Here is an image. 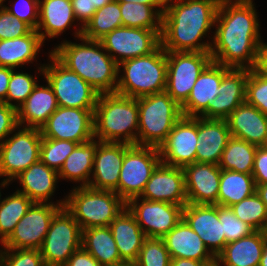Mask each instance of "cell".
Returning a JSON list of instances; mask_svg holds the SVG:
<instances>
[{"mask_svg": "<svg viewBox=\"0 0 267 266\" xmlns=\"http://www.w3.org/2000/svg\"><path fill=\"white\" fill-rule=\"evenodd\" d=\"M183 170L187 202L217 205L221 168L213 163L194 162Z\"/></svg>", "mask_w": 267, "mask_h": 266, "instance_id": "cell-21", "label": "cell"}, {"mask_svg": "<svg viewBox=\"0 0 267 266\" xmlns=\"http://www.w3.org/2000/svg\"><path fill=\"white\" fill-rule=\"evenodd\" d=\"M37 84V78L33 75L23 73V71L15 72V69H12L8 84V93L4 102L17 109L26 101ZM12 101H14V103H12Z\"/></svg>", "mask_w": 267, "mask_h": 266, "instance_id": "cell-42", "label": "cell"}, {"mask_svg": "<svg viewBox=\"0 0 267 266\" xmlns=\"http://www.w3.org/2000/svg\"><path fill=\"white\" fill-rule=\"evenodd\" d=\"M160 162L157 147L126 144L118 189L115 192L126 203L134 197H139Z\"/></svg>", "mask_w": 267, "mask_h": 266, "instance_id": "cell-9", "label": "cell"}, {"mask_svg": "<svg viewBox=\"0 0 267 266\" xmlns=\"http://www.w3.org/2000/svg\"><path fill=\"white\" fill-rule=\"evenodd\" d=\"M231 137L225 119L197 117L196 162L218 165L221 155Z\"/></svg>", "mask_w": 267, "mask_h": 266, "instance_id": "cell-24", "label": "cell"}, {"mask_svg": "<svg viewBox=\"0 0 267 266\" xmlns=\"http://www.w3.org/2000/svg\"><path fill=\"white\" fill-rule=\"evenodd\" d=\"M50 64L38 68L56 96L60 107L95 110L99 93L77 73L68 70L51 53Z\"/></svg>", "mask_w": 267, "mask_h": 266, "instance_id": "cell-8", "label": "cell"}, {"mask_svg": "<svg viewBox=\"0 0 267 266\" xmlns=\"http://www.w3.org/2000/svg\"><path fill=\"white\" fill-rule=\"evenodd\" d=\"M229 69L211 61L199 75L187 101L181 106L183 116L199 117L219 94L223 74Z\"/></svg>", "mask_w": 267, "mask_h": 266, "instance_id": "cell-23", "label": "cell"}, {"mask_svg": "<svg viewBox=\"0 0 267 266\" xmlns=\"http://www.w3.org/2000/svg\"><path fill=\"white\" fill-rule=\"evenodd\" d=\"M32 30L27 23L11 15L3 5L0 7V40L25 36Z\"/></svg>", "mask_w": 267, "mask_h": 266, "instance_id": "cell-47", "label": "cell"}, {"mask_svg": "<svg viewBox=\"0 0 267 266\" xmlns=\"http://www.w3.org/2000/svg\"><path fill=\"white\" fill-rule=\"evenodd\" d=\"M253 70L260 76L267 78V43L261 42L258 47Z\"/></svg>", "mask_w": 267, "mask_h": 266, "instance_id": "cell-53", "label": "cell"}, {"mask_svg": "<svg viewBox=\"0 0 267 266\" xmlns=\"http://www.w3.org/2000/svg\"><path fill=\"white\" fill-rule=\"evenodd\" d=\"M218 218L223 224L226 244L249 236L256 231L248 223L238 219L230 207L218 205Z\"/></svg>", "mask_w": 267, "mask_h": 266, "instance_id": "cell-44", "label": "cell"}, {"mask_svg": "<svg viewBox=\"0 0 267 266\" xmlns=\"http://www.w3.org/2000/svg\"><path fill=\"white\" fill-rule=\"evenodd\" d=\"M139 197L184 207L188 202L183 168L160 162L152 172L150 179Z\"/></svg>", "mask_w": 267, "mask_h": 266, "instance_id": "cell-18", "label": "cell"}, {"mask_svg": "<svg viewBox=\"0 0 267 266\" xmlns=\"http://www.w3.org/2000/svg\"><path fill=\"white\" fill-rule=\"evenodd\" d=\"M122 26L119 2L112 0L104 7L96 10L91 20L83 28L82 36L90 40L100 41L108 33Z\"/></svg>", "mask_w": 267, "mask_h": 266, "instance_id": "cell-38", "label": "cell"}, {"mask_svg": "<svg viewBox=\"0 0 267 266\" xmlns=\"http://www.w3.org/2000/svg\"><path fill=\"white\" fill-rule=\"evenodd\" d=\"M230 208L238 219L248 223L256 231H266L267 209L256 192Z\"/></svg>", "mask_w": 267, "mask_h": 266, "instance_id": "cell-40", "label": "cell"}, {"mask_svg": "<svg viewBox=\"0 0 267 266\" xmlns=\"http://www.w3.org/2000/svg\"><path fill=\"white\" fill-rule=\"evenodd\" d=\"M104 49L120 64L154 52L161 45L160 34L144 28L119 27L100 40Z\"/></svg>", "mask_w": 267, "mask_h": 266, "instance_id": "cell-14", "label": "cell"}, {"mask_svg": "<svg viewBox=\"0 0 267 266\" xmlns=\"http://www.w3.org/2000/svg\"><path fill=\"white\" fill-rule=\"evenodd\" d=\"M8 183L10 184V181L7 180L6 178H4V179H3V182L1 181V184H0L1 186H0V187H4V188H5V186H8V185H9ZM0 191H1V190H0ZM1 196H2V195H1V192H0V202H1V199H2Z\"/></svg>", "mask_w": 267, "mask_h": 266, "instance_id": "cell-61", "label": "cell"}, {"mask_svg": "<svg viewBox=\"0 0 267 266\" xmlns=\"http://www.w3.org/2000/svg\"><path fill=\"white\" fill-rule=\"evenodd\" d=\"M18 126L0 144V177L10 182L33 163L40 160L42 135L38 128ZM19 129V130H18ZM17 131V132H16Z\"/></svg>", "mask_w": 267, "mask_h": 266, "instance_id": "cell-11", "label": "cell"}, {"mask_svg": "<svg viewBox=\"0 0 267 266\" xmlns=\"http://www.w3.org/2000/svg\"><path fill=\"white\" fill-rule=\"evenodd\" d=\"M126 207L135 216L146 237L150 238H163L182 219L183 207L168 202L134 197L126 203Z\"/></svg>", "mask_w": 267, "mask_h": 266, "instance_id": "cell-16", "label": "cell"}, {"mask_svg": "<svg viewBox=\"0 0 267 266\" xmlns=\"http://www.w3.org/2000/svg\"><path fill=\"white\" fill-rule=\"evenodd\" d=\"M221 0H166L162 14L161 46L171 52H210L212 42L201 40L215 26Z\"/></svg>", "mask_w": 267, "mask_h": 266, "instance_id": "cell-2", "label": "cell"}, {"mask_svg": "<svg viewBox=\"0 0 267 266\" xmlns=\"http://www.w3.org/2000/svg\"><path fill=\"white\" fill-rule=\"evenodd\" d=\"M77 145L78 143L70 140L42 138L40 161L59 172L65 160Z\"/></svg>", "mask_w": 267, "mask_h": 266, "instance_id": "cell-41", "label": "cell"}, {"mask_svg": "<svg viewBox=\"0 0 267 266\" xmlns=\"http://www.w3.org/2000/svg\"><path fill=\"white\" fill-rule=\"evenodd\" d=\"M171 256L162 238L147 237L140 249L135 266H170Z\"/></svg>", "mask_w": 267, "mask_h": 266, "instance_id": "cell-43", "label": "cell"}, {"mask_svg": "<svg viewBox=\"0 0 267 266\" xmlns=\"http://www.w3.org/2000/svg\"><path fill=\"white\" fill-rule=\"evenodd\" d=\"M119 7L124 27L155 30L161 35L162 14L156 8L132 2H119Z\"/></svg>", "mask_w": 267, "mask_h": 266, "instance_id": "cell-37", "label": "cell"}, {"mask_svg": "<svg viewBox=\"0 0 267 266\" xmlns=\"http://www.w3.org/2000/svg\"><path fill=\"white\" fill-rule=\"evenodd\" d=\"M246 102L267 116V78L249 70L246 83Z\"/></svg>", "mask_w": 267, "mask_h": 266, "instance_id": "cell-46", "label": "cell"}, {"mask_svg": "<svg viewBox=\"0 0 267 266\" xmlns=\"http://www.w3.org/2000/svg\"><path fill=\"white\" fill-rule=\"evenodd\" d=\"M43 44L37 30L14 39L0 40V67L16 70L26 63H32Z\"/></svg>", "mask_w": 267, "mask_h": 266, "instance_id": "cell-32", "label": "cell"}, {"mask_svg": "<svg viewBox=\"0 0 267 266\" xmlns=\"http://www.w3.org/2000/svg\"><path fill=\"white\" fill-rule=\"evenodd\" d=\"M170 266H209L203 261L192 259L171 258Z\"/></svg>", "mask_w": 267, "mask_h": 266, "instance_id": "cell-56", "label": "cell"}, {"mask_svg": "<svg viewBox=\"0 0 267 266\" xmlns=\"http://www.w3.org/2000/svg\"><path fill=\"white\" fill-rule=\"evenodd\" d=\"M125 152L126 143L100 142L98 140L89 187L115 192L118 189Z\"/></svg>", "mask_w": 267, "mask_h": 266, "instance_id": "cell-22", "label": "cell"}, {"mask_svg": "<svg viewBox=\"0 0 267 266\" xmlns=\"http://www.w3.org/2000/svg\"><path fill=\"white\" fill-rule=\"evenodd\" d=\"M121 67H123L122 75H120ZM166 79L167 53L160 45L148 55L118 64L116 93L135 99L160 93L165 91Z\"/></svg>", "mask_w": 267, "mask_h": 266, "instance_id": "cell-5", "label": "cell"}, {"mask_svg": "<svg viewBox=\"0 0 267 266\" xmlns=\"http://www.w3.org/2000/svg\"><path fill=\"white\" fill-rule=\"evenodd\" d=\"M137 145L159 148L175 123L183 116L181 106L166 92L137 98Z\"/></svg>", "mask_w": 267, "mask_h": 266, "instance_id": "cell-7", "label": "cell"}, {"mask_svg": "<svg viewBox=\"0 0 267 266\" xmlns=\"http://www.w3.org/2000/svg\"><path fill=\"white\" fill-rule=\"evenodd\" d=\"M34 202L26 195L15 191L0 202V243L13 233L16 224L27 213Z\"/></svg>", "mask_w": 267, "mask_h": 266, "instance_id": "cell-39", "label": "cell"}, {"mask_svg": "<svg viewBox=\"0 0 267 266\" xmlns=\"http://www.w3.org/2000/svg\"><path fill=\"white\" fill-rule=\"evenodd\" d=\"M252 176L255 184L267 183V149L264 146L257 147Z\"/></svg>", "mask_w": 267, "mask_h": 266, "instance_id": "cell-51", "label": "cell"}, {"mask_svg": "<svg viewBox=\"0 0 267 266\" xmlns=\"http://www.w3.org/2000/svg\"><path fill=\"white\" fill-rule=\"evenodd\" d=\"M257 147L245 140L231 136L218 166L224 170L252 174Z\"/></svg>", "mask_w": 267, "mask_h": 266, "instance_id": "cell-36", "label": "cell"}, {"mask_svg": "<svg viewBox=\"0 0 267 266\" xmlns=\"http://www.w3.org/2000/svg\"><path fill=\"white\" fill-rule=\"evenodd\" d=\"M198 143L197 117L182 116L158 148L161 162L179 168L196 162Z\"/></svg>", "mask_w": 267, "mask_h": 266, "instance_id": "cell-17", "label": "cell"}, {"mask_svg": "<svg viewBox=\"0 0 267 266\" xmlns=\"http://www.w3.org/2000/svg\"><path fill=\"white\" fill-rule=\"evenodd\" d=\"M253 0H221L215 19L212 61L229 68L253 69L260 46V24Z\"/></svg>", "mask_w": 267, "mask_h": 266, "instance_id": "cell-1", "label": "cell"}, {"mask_svg": "<svg viewBox=\"0 0 267 266\" xmlns=\"http://www.w3.org/2000/svg\"><path fill=\"white\" fill-rule=\"evenodd\" d=\"M264 147L267 149V140H266V143H265Z\"/></svg>", "mask_w": 267, "mask_h": 266, "instance_id": "cell-63", "label": "cell"}, {"mask_svg": "<svg viewBox=\"0 0 267 266\" xmlns=\"http://www.w3.org/2000/svg\"><path fill=\"white\" fill-rule=\"evenodd\" d=\"M109 228L123 261L135 262L147 238L135 216L125 207L110 223Z\"/></svg>", "mask_w": 267, "mask_h": 266, "instance_id": "cell-30", "label": "cell"}, {"mask_svg": "<svg viewBox=\"0 0 267 266\" xmlns=\"http://www.w3.org/2000/svg\"><path fill=\"white\" fill-rule=\"evenodd\" d=\"M65 200H57L55 204L33 203L2 247L40 250L52 218L64 207Z\"/></svg>", "mask_w": 267, "mask_h": 266, "instance_id": "cell-13", "label": "cell"}, {"mask_svg": "<svg viewBox=\"0 0 267 266\" xmlns=\"http://www.w3.org/2000/svg\"><path fill=\"white\" fill-rule=\"evenodd\" d=\"M16 179L22 186V189L16 191L26 195L34 203H54L50 200L59 180L56 170L39 160L17 175L14 180Z\"/></svg>", "mask_w": 267, "mask_h": 266, "instance_id": "cell-27", "label": "cell"}, {"mask_svg": "<svg viewBox=\"0 0 267 266\" xmlns=\"http://www.w3.org/2000/svg\"><path fill=\"white\" fill-rule=\"evenodd\" d=\"M101 266H135V263L130 262V261H122L117 264H108V265H101Z\"/></svg>", "mask_w": 267, "mask_h": 266, "instance_id": "cell-60", "label": "cell"}, {"mask_svg": "<svg viewBox=\"0 0 267 266\" xmlns=\"http://www.w3.org/2000/svg\"><path fill=\"white\" fill-rule=\"evenodd\" d=\"M255 191L252 174L221 169L217 205L230 207L253 195Z\"/></svg>", "mask_w": 267, "mask_h": 266, "instance_id": "cell-35", "label": "cell"}, {"mask_svg": "<svg viewBox=\"0 0 267 266\" xmlns=\"http://www.w3.org/2000/svg\"><path fill=\"white\" fill-rule=\"evenodd\" d=\"M71 4L77 22H81V27L79 26V29L76 28L74 33L75 37L78 38L82 36L83 28L91 20L96 9L92 6V0H71Z\"/></svg>", "mask_w": 267, "mask_h": 266, "instance_id": "cell-50", "label": "cell"}, {"mask_svg": "<svg viewBox=\"0 0 267 266\" xmlns=\"http://www.w3.org/2000/svg\"><path fill=\"white\" fill-rule=\"evenodd\" d=\"M3 2H5V0H0V7L3 5Z\"/></svg>", "mask_w": 267, "mask_h": 266, "instance_id": "cell-62", "label": "cell"}, {"mask_svg": "<svg viewBox=\"0 0 267 266\" xmlns=\"http://www.w3.org/2000/svg\"><path fill=\"white\" fill-rule=\"evenodd\" d=\"M4 250V251H3ZM0 266H46L38 249H0Z\"/></svg>", "mask_w": 267, "mask_h": 266, "instance_id": "cell-45", "label": "cell"}, {"mask_svg": "<svg viewBox=\"0 0 267 266\" xmlns=\"http://www.w3.org/2000/svg\"><path fill=\"white\" fill-rule=\"evenodd\" d=\"M266 231H255L249 236L227 243L216 256L218 266H259Z\"/></svg>", "mask_w": 267, "mask_h": 266, "instance_id": "cell-29", "label": "cell"}, {"mask_svg": "<svg viewBox=\"0 0 267 266\" xmlns=\"http://www.w3.org/2000/svg\"><path fill=\"white\" fill-rule=\"evenodd\" d=\"M82 247L100 265L117 264L123 261L109 226L83 229Z\"/></svg>", "mask_w": 267, "mask_h": 266, "instance_id": "cell-34", "label": "cell"}, {"mask_svg": "<svg viewBox=\"0 0 267 266\" xmlns=\"http://www.w3.org/2000/svg\"><path fill=\"white\" fill-rule=\"evenodd\" d=\"M81 43L63 41L51 54L68 70L77 73L99 94L116 93L118 64L105 51L100 41L83 36ZM106 52V53H105Z\"/></svg>", "mask_w": 267, "mask_h": 266, "instance_id": "cell-3", "label": "cell"}, {"mask_svg": "<svg viewBox=\"0 0 267 266\" xmlns=\"http://www.w3.org/2000/svg\"><path fill=\"white\" fill-rule=\"evenodd\" d=\"M112 0H92V6L98 10L102 7H104L105 5H107L108 3H110Z\"/></svg>", "mask_w": 267, "mask_h": 266, "instance_id": "cell-58", "label": "cell"}, {"mask_svg": "<svg viewBox=\"0 0 267 266\" xmlns=\"http://www.w3.org/2000/svg\"><path fill=\"white\" fill-rule=\"evenodd\" d=\"M8 12L27 23L33 30L37 29L39 20V0H17L12 6L3 5Z\"/></svg>", "mask_w": 267, "mask_h": 266, "instance_id": "cell-48", "label": "cell"}, {"mask_svg": "<svg viewBox=\"0 0 267 266\" xmlns=\"http://www.w3.org/2000/svg\"><path fill=\"white\" fill-rule=\"evenodd\" d=\"M117 2H132L151 5L156 8L161 14L165 9L166 0H116Z\"/></svg>", "mask_w": 267, "mask_h": 266, "instance_id": "cell-55", "label": "cell"}, {"mask_svg": "<svg viewBox=\"0 0 267 266\" xmlns=\"http://www.w3.org/2000/svg\"><path fill=\"white\" fill-rule=\"evenodd\" d=\"M64 266H101L83 247L76 250Z\"/></svg>", "mask_w": 267, "mask_h": 266, "instance_id": "cell-52", "label": "cell"}, {"mask_svg": "<svg viewBox=\"0 0 267 266\" xmlns=\"http://www.w3.org/2000/svg\"><path fill=\"white\" fill-rule=\"evenodd\" d=\"M65 197V209L81 229L109 226L126 207V202L114 191L74 187Z\"/></svg>", "mask_w": 267, "mask_h": 266, "instance_id": "cell-6", "label": "cell"}, {"mask_svg": "<svg viewBox=\"0 0 267 266\" xmlns=\"http://www.w3.org/2000/svg\"><path fill=\"white\" fill-rule=\"evenodd\" d=\"M58 107L51 85L48 82L47 86L37 84L26 101L17 108L18 126L41 129Z\"/></svg>", "mask_w": 267, "mask_h": 266, "instance_id": "cell-28", "label": "cell"}, {"mask_svg": "<svg viewBox=\"0 0 267 266\" xmlns=\"http://www.w3.org/2000/svg\"><path fill=\"white\" fill-rule=\"evenodd\" d=\"M82 247V229L62 207L52 218L40 248L46 266H64L72 254Z\"/></svg>", "mask_w": 267, "mask_h": 266, "instance_id": "cell-10", "label": "cell"}, {"mask_svg": "<svg viewBox=\"0 0 267 266\" xmlns=\"http://www.w3.org/2000/svg\"><path fill=\"white\" fill-rule=\"evenodd\" d=\"M18 127L17 109L0 101V144Z\"/></svg>", "mask_w": 267, "mask_h": 266, "instance_id": "cell-49", "label": "cell"}, {"mask_svg": "<svg viewBox=\"0 0 267 266\" xmlns=\"http://www.w3.org/2000/svg\"><path fill=\"white\" fill-rule=\"evenodd\" d=\"M259 266H267V238L263 247L262 256Z\"/></svg>", "mask_w": 267, "mask_h": 266, "instance_id": "cell-59", "label": "cell"}, {"mask_svg": "<svg viewBox=\"0 0 267 266\" xmlns=\"http://www.w3.org/2000/svg\"><path fill=\"white\" fill-rule=\"evenodd\" d=\"M167 53V79L165 91L182 106L188 99L199 75L212 61L210 52Z\"/></svg>", "mask_w": 267, "mask_h": 266, "instance_id": "cell-12", "label": "cell"}, {"mask_svg": "<svg viewBox=\"0 0 267 266\" xmlns=\"http://www.w3.org/2000/svg\"><path fill=\"white\" fill-rule=\"evenodd\" d=\"M256 194L260 197L262 202L265 204L267 209V183L266 184H256Z\"/></svg>", "mask_w": 267, "mask_h": 266, "instance_id": "cell-57", "label": "cell"}, {"mask_svg": "<svg viewBox=\"0 0 267 266\" xmlns=\"http://www.w3.org/2000/svg\"><path fill=\"white\" fill-rule=\"evenodd\" d=\"M249 69L229 68L222 77L219 94L199 116L211 119H227L246 101V83Z\"/></svg>", "mask_w": 267, "mask_h": 266, "instance_id": "cell-20", "label": "cell"}, {"mask_svg": "<svg viewBox=\"0 0 267 266\" xmlns=\"http://www.w3.org/2000/svg\"><path fill=\"white\" fill-rule=\"evenodd\" d=\"M138 101L117 93L99 94L94 110V139L137 145Z\"/></svg>", "mask_w": 267, "mask_h": 266, "instance_id": "cell-4", "label": "cell"}, {"mask_svg": "<svg viewBox=\"0 0 267 266\" xmlns=\"http://www.w3.org/2000/svg\"><path fill=\"white\" fill-rule=\"evenodd\" d=\"M75 21L71 0H39V20L36 30L43 42L47 37L55 38L61 35L72 27Z\"/></svg>", "mask_w": 267, "mask_h": 266, "instance_id": "cell-31", "label": "cell"}, {"mask_svg": "<svg viewBox=\"0 0 267 266\" xmlns=\"http://www.w3.org/2000/svg\"><path fill=\"white\" fill-rule=\"evenodd\" d=\"M230 134L258 147L267 140V116L246 101L226 119Z\"/></svg>", "mask_w": 267, "mask_h": 266, "instance_id": "cell-26", "label": "cell"}, {"mask_svg": "<svg viewBox=\"0 0 267 266\" xmlns=\"http://www.w3.org/2000/svg\"><path fill=\"white\" fill-rule=\"evenodd\" d=\"M11 74L12 68L0 67V101L2 102L6 100Z\"/></svg>", "mask_w": 267, "mask_h": 266, "instance_id": "cell-54", "label": "cell"}, {"mask_svg": "<svg viewBox=\"0 0 267 266\" xmlns=\"http://www.w3.org/2000/svg\"><path fill=\"white\" fill-rule=\"evenodd\" d=\"M97 146L98 140L96 139L78 144L58 172L59 178L76 183L81 182L79 187L89 186Z\"/></svg>", "mask_w": 267, "mask_h": 266, "instance_id": "cell-33", "label": "cell"}, {"mask_svg": "<svg viewBox=\"0 0 267 266\" xmlns=\"http://www.w3.org/2000/svg\"><path fill=\"white\" fill-rule=\"evenodd\" d=\"M94 110L58 107L41 127L42 138L70 140L78 144L94 139Z\"/></svg>", "mask_w": 267, "mask_h": 266, "instance_id": "cell-15", "label": "cell"}, {"mask_svg": "<svg viewBox=\"0 0 267 266\" xmlns=\"http://www.w3.org/2000/svg\"><path fill=\"white\" fill-rule=\"evenodd\" d=\"M182 219L215 257L224 249L226 239L218 218V205L187 203L182 210Z\"/></svg>", "mask_w": 267, "mask_h": 266, "instance_id": "cell-19", "label": "cell"}, {"mask_svg": "<svg viewBox=\"0 0 267 266\" xmlns=\"http://www.w3.org/2000/svg\"><path fill=\"white\" fill-rule=\"evenodd\" d=\"M162 239L171 258L203 261L209 266L216 263V257L183 219Z\"/></svg>", "mask_w": 267, "mask_h": 266, "instance_id": "cell-25", "label": "cell"}]
</instances>
